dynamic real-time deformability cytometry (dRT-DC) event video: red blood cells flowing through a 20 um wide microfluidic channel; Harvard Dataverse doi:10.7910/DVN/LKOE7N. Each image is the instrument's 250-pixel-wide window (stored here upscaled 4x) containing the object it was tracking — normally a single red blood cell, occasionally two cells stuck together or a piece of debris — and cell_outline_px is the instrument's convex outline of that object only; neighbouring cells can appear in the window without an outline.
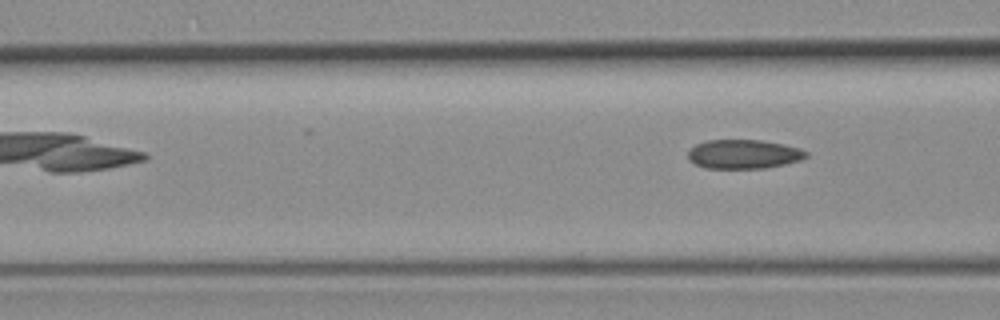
{"species": "common noctule bat (a hibernating species)", "species_latin": "Nyctalus noctula", "temperature_condition": "room temperature", "stored_images_in_passage": 4, "camera_frame_rate_fps": 3000, "um_per_image_px": 0.085, "animal": {"sex": "female", "body_mass_g": 19.3, "forearm_length_mm": 54.1}, "frame": {"image": 1, "passage_image": 4, "time_ms": 3.333, "image_size_px": [1000, 320], "cell_outline_px": [[808, 156], [800, 160], [784, 164], [764, 168], [704, 168], [688, 160], [688, 152], [696, 144], [708, 140], [760, 140], [784, 144], [800, 148], [808, 152]], "centroid_in_image_um": [63.22, 13.1], "position_along_channel_um": 103.4, "area_um2": 20.0}}